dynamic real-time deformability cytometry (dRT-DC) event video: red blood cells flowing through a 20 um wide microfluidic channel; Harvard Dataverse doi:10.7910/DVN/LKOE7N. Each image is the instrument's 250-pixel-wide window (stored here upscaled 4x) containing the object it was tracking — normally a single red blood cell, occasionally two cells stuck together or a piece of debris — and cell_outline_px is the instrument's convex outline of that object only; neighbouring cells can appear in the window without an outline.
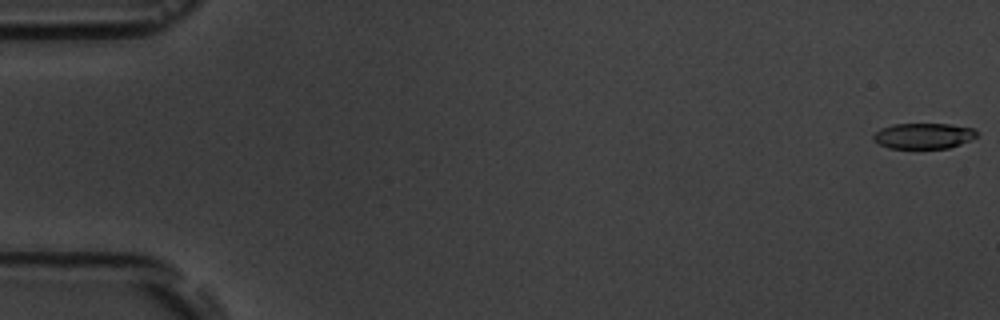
{"species": "common noctule bat (a hibernating species)", "species_latin": "Nyctalus noctula", "temperature_condition": "room temperature", "stored_images_in_passage": 5, "camera_frame_rate_fps": 3000, "um_per_image_px": 0.085, "animal": {"sex": "male", "body_mass_g": 19.5, "forearm_length_mm": 54.6}, "frame": {"image": 1, "passage_image": 1, "time_ms": 0.0, "image_size_px": [1000, 320], "cell_outline_px": [[980, 132], [976, 136], [960, 144], [948, 148], [888, 148], [872, 140], [872, 136], [880, 128], [892, 124], [948, 124], [972, 128]], "centroid_in_image_um": [78.47, 11.54], "position_along_channel_um": 6.5, "area_um2": 15.43}}
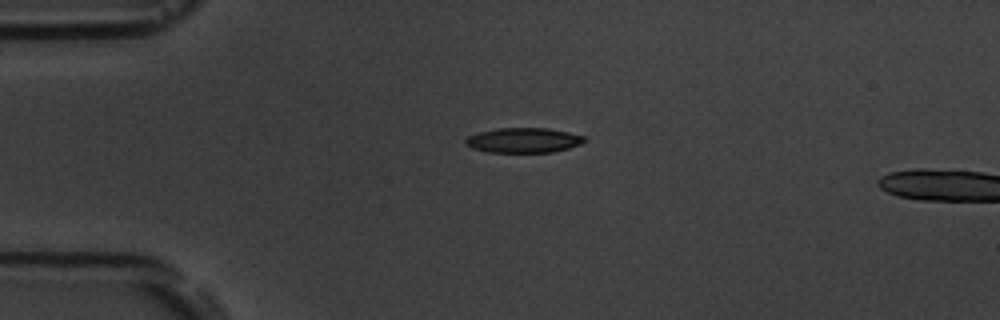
{"frame": {"image": 2, "passage_image": 4, "time_ms": 4.333, "image_size_px": [1000, 320], "cell_outline_px": [[588, 140], [580, 144], [568, 148], [552, 152], [488, 152], [472, 148], [464, 144], [464, 140], [468, 136], [476, 132], [496, 128], [548, 128], [568, 132], [584, 136]], "centroid_in_image_um": [44.47, 11.91], "position_along_channel_um": 40.5, "area_um2": 17.4}}